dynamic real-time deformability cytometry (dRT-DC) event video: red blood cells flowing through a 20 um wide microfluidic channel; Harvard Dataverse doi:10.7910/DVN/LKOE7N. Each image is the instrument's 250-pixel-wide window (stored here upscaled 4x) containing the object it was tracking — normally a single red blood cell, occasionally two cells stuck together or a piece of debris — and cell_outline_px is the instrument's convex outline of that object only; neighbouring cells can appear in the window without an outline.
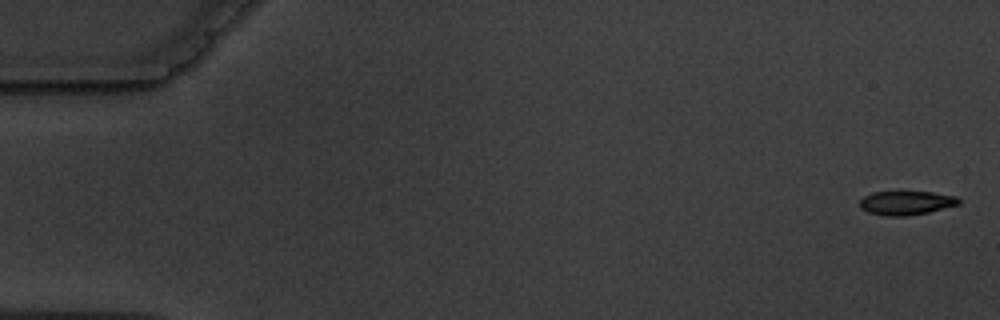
{"species": "common noctule bat (a hibernating species)", "species_latin": "Nyctalus noctula", "temperature_condition": "warm", "stored_images_in_passage": 8, "camera_frame_rate_fps": 3000, "um_per_image_px": 0.085, "animal": {"sex": "male", "body_mass_g": 19.5, "forearm_length_mm": 54.6}, "frame": {"image": 1, "passage_image": 1, "time_ms": 0.0, "image_size_px": [1000, 320], "cell_outline_px": [[960, 204], [928, 212], [908, 216], [888, 216], [868, 212], [860, 208], [860, 200], [864, 196], [872, 192], [932, 192], [956, 196], [960, 200]], "centroid_in_image_um": [77.02, 17.24], "position_along_channel_um": 8.0, "area_um2": 13.76}}
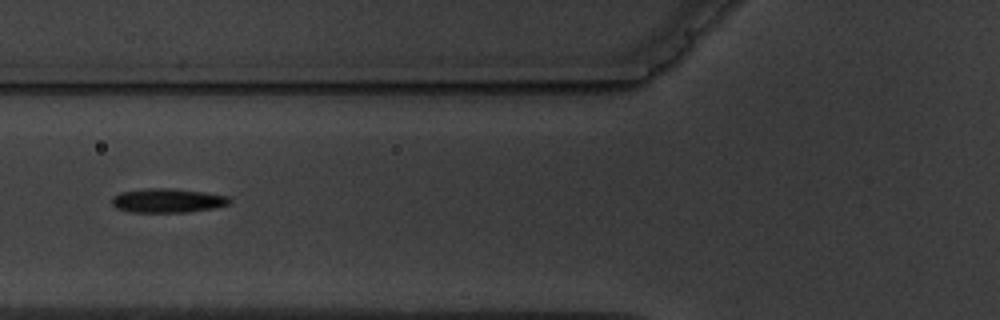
{"frame": {"image": 2, "passage_image": 7, "time_ms": 7.0, "image_size_px": [1000, 320], "cell_outline_px": [[232, 200], [228, 204], [212, 208], [188, 212], [132, 212], [116, 208], [112, 204], [112, 196], [120, 192], [144, 188], [172, 188], [204, 192], [228, 196]], "centroid_in_image_um": [14.22, 17.04], "position_along_channel_um": 111.6, "area_um2": 16.59}}
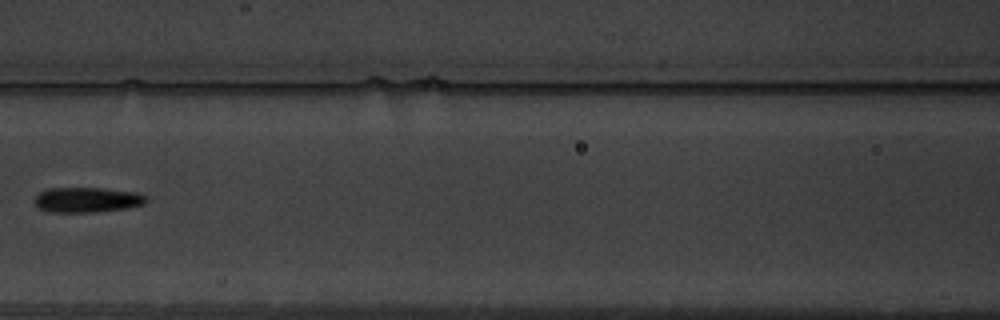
{"frame": {"image": 3, "passage_image": 8, "time_ms": 8.333, "image_size_px": [1000, 320], "cell_outline_px": [[148, 200], [144, 204], [128, 208], [96, 212], [52, 212], [40, 208], [36, 204], [36, 196], [40, 192], [48, 188], [104, 188], [136, 192], [148, 196]], "centroid_in_image_um": [7.47, 16.98], "position_along_channel_um": 159.1, "area_um2": 16.36}}